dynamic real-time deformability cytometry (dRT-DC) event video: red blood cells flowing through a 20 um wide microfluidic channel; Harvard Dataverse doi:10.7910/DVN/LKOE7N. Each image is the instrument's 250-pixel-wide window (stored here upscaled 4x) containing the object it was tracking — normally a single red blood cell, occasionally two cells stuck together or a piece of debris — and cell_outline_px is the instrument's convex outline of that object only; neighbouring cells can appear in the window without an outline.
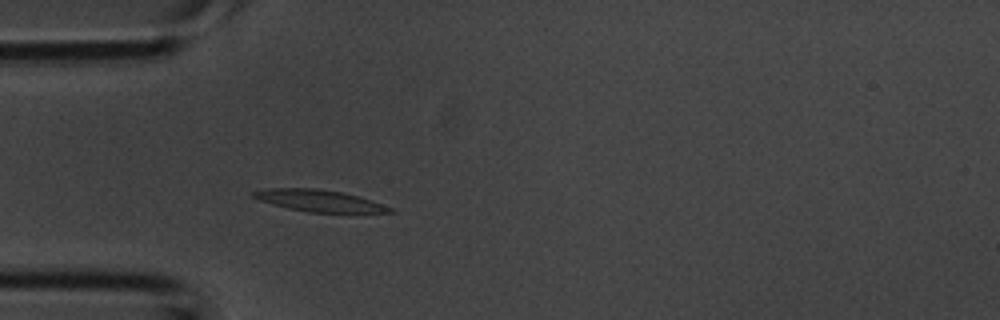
{"species": "common noctule bat (a hibernating species)", "species_latin": "Nyctalus noctula", "temperature_condition": "room temperature", "stored_images_in_passage": 3, "camera_frame_rate_fps": 3000, "um_per_image_px": 0.085, "animal": {"sex": "male", "body_mass_g": 20.1, "forearm_length_mm": 53.5}, "frame": {"image": 1, "passage_image": 3, "time_ms": 0.667, "image_size_px": [1000, 320], "cell_outline_px": [[396, 212], [308, 212], [288, 208], [272, 204], [260, 200], [252, 196], [252, 192], [264, 188], [316, 188], [344, 192], [392, 208]], "centroid_in_image_um": [27.05, 17.04], "position_along_channel_um": 57.9, "area_um2": 16.94}}